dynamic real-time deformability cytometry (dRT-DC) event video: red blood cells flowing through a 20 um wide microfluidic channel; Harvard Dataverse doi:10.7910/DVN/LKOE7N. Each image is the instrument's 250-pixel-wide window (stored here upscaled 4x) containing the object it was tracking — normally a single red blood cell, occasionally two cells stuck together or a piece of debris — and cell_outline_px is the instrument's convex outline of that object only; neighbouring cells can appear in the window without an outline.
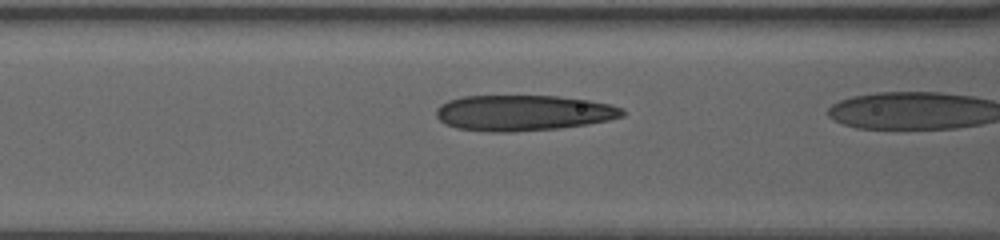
{"species": "human", "species_latin": "Homo sapiens", "temperature_condition": "warm", "stored_images_in_passage": 11, "camera_frame_rate_fps": 3000, "um_per_image_px": 0.085, "donor": {"sex": "female"}, "frame": {"image": 1, "passage_image": 10, "time_ms": 3.0, "image_size_px": [1000, 240], "cell_outline_px": [[624, 116], [608, 120], [588, 124], [556, 128], [508, 132], [492, 132], [456, 128], [440, 120], [436, 116], [436, 108], [440, 104], [448, 100], [464, 96], [556, 96], [588, 100], [608, 104], [624, 108]], "centroid_in_image_um": [44.46, 9.59], "position_along_channel_um": 122.1, "area_um2": 38.55}}